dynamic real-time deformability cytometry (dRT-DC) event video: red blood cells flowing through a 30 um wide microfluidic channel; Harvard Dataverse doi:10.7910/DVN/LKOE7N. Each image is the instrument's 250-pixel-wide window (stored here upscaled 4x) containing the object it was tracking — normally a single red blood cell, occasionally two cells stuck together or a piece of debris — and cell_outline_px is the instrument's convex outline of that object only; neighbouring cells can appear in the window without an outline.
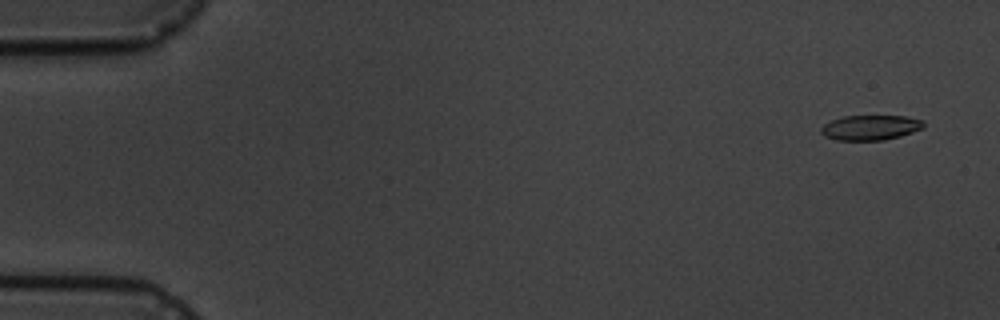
{"species": "common noctule bat (a hibernating species)", "species_latin": "Nyctalus noctula", "temperature_condition": "cold", "stored_images_in_passage": 6, "segment_of_instrument_passage": [1, 2], "camera_frame_rate_fps": 3000, "um_per_image_px": 0.085, "animal": {"sex": "male", "body_mass_g": 19.5, "forearm_length_mm": 54.6}, "frame": {"image": 1, "passage_image": 1, "time_ms": 0.0, "image_size_px": [1000, 320], "cell_outline_px": [[924, 128], [900, 136], [884, 140], [836, 140], [824, 136], [820, 132], [820, 128], [824, 124], [832, 120], [844, 116], [904, 116], [924, 120]], "centroid_in_image_um": [73.98, 10.84], "position_along_channel_um": 11.0, "area_um2": 14.97}}
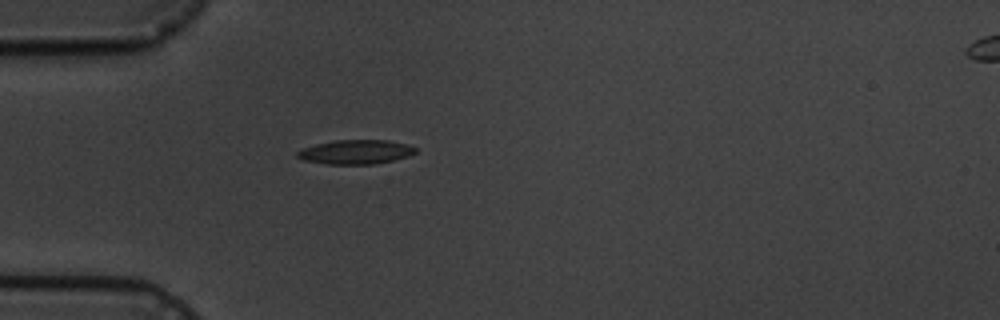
{"frame": {"image": 2, "passage_image": 5, "time_ms": 4.667, "image_size_px": [1000, 320], "cell_outline_px": [[416, 152], [408, 156], [376, 164], [328, 164], [304, 160], [296, 156], [296, 152], [304, 148], [316, 144], [336, 140], [388, 140], [404, 144], [416, 148]], "centroid_in_image_um": [30.22, 12.92], "position_along_channel_um": 54.8, "area_um2": 16.47}}